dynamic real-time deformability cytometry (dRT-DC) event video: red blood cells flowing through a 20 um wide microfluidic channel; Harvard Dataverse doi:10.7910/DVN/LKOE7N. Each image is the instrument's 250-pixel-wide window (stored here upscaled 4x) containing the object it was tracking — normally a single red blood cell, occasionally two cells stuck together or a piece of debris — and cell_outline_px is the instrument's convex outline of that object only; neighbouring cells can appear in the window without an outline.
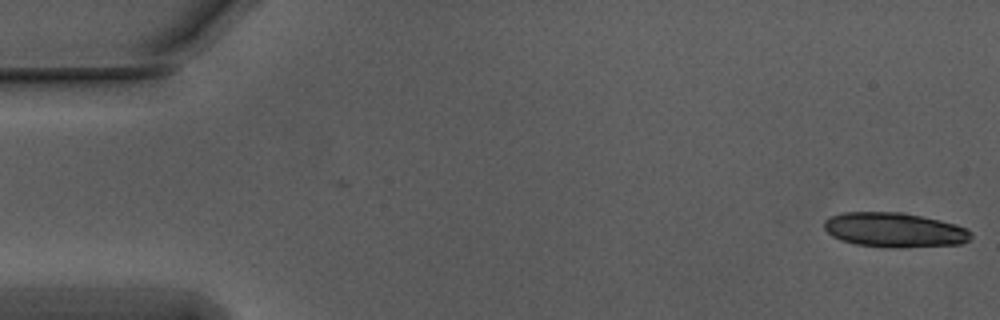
{"species": "Egyptian fruit bat (a non-hibernating species)", "species_latin": "Rousettus aegyptiacus", "temperature_condition": "warm", "stored_images_in_passage": 20, "camera_frame_rate_fps": 3000, "um_per_image_px": 0.085, "animal": {"sex": "male"}, "frame": {"image": 1, "passage_image": 1, "time_ms": 0.0, "image_size_px": [1000, 320], "cell_outline_px": [[972, 236], [968, 240], [960, 244], [900, 248], [880, 248], [856, 244], [840, 240], [832, 236], [824, 228], [824, 220], [832, 216], [844, 212], [904, 212], [940, 220], [956, 224], [968, 228], [972, 232]], "centroid_in_image_um": [76.04, 19.55], "position_along_channel_um": 9.0, "area_um2": 30.0}}